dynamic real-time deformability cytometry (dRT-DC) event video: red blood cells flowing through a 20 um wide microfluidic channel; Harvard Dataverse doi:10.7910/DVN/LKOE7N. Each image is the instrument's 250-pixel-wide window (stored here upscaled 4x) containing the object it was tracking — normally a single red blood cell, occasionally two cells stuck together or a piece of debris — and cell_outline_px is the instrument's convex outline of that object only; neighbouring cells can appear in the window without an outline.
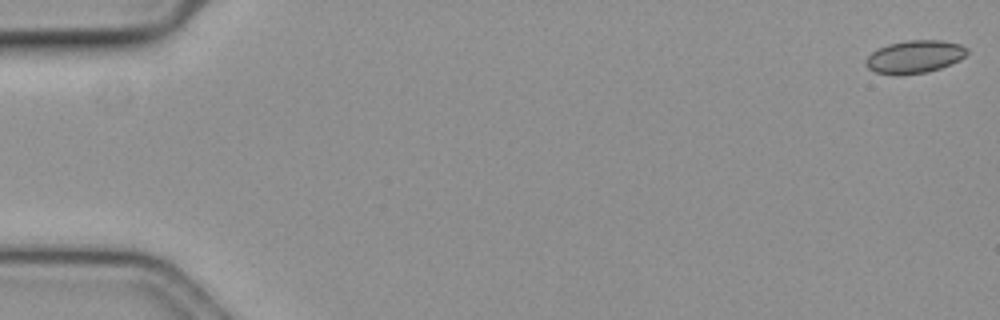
{"species": "common noctule bat (a hibernating species)", "species_latin": "Nyctalus noctula", "temperature_condition": "cold", "stored_images_in_passage": 54, "camera_frame_rate_fps": 3000, "um_per_image_px": 0.085, "animal": {"sex": "female", "body_mass_g": 19.3, "forearm_length_mm": 54.1}, "frame": {"image": 1, "passage_image": 1, "time_ms": 0.0, "image_size_px": [1000, 320], "cell_outline_px": [[968, 52], [960, 60], [952, 64], [928, 72], [896, 76], [876, 72], [868, 68], [864, 64], [864, 60], [872, 52], [888, 44], [908, 40], [940, 40], [960, 44], [968, 48]], "centroid_in_image_um": [77.74, 4.84], "position_along_channel_um": 7.3, "area_um2": 19.54}}
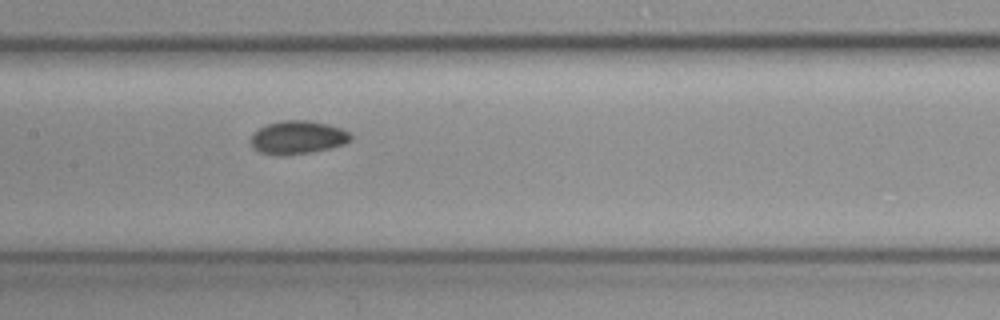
{"frame": {"image": 2, "passage_image": 29, "time_ms": 9.333, "image_size_px": [1000, 320], "cell_outline_px": [[352, 140], [344, 144], [312, 152], [280, 156], [260, 152], [252, 148], [252, 136], [260, 128], [268, 124], [284, 120], [308, 120], [328, 124], [340, 128], [348, 132], [352, 136]], "centroid_in_image_um": [25.32, 11.68], "position_along_channel_um": 182.1, "area_um2": 19.19}}
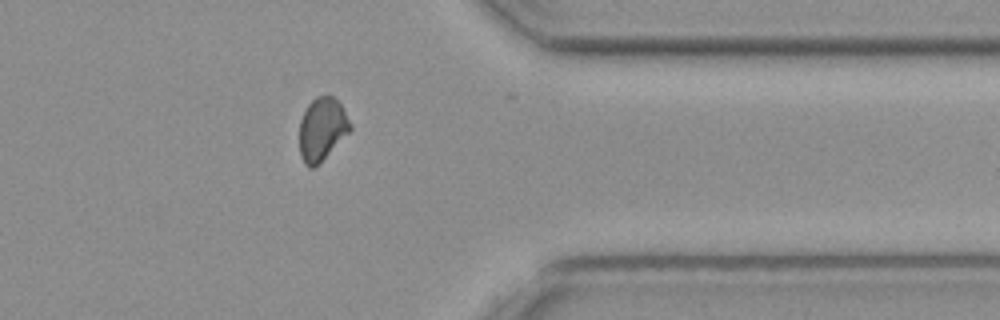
{"frame": {"image": 3, "passage_image": 47, "time_ms": 15.333, "image_size_px": [1000, 320], "cell_outline_px": [[352, 128], [312, 168], [308, 168], [304, 164], [300, 156], [300, 120], [308, 104], [316, 96], [332, 96], [340, 104]], "centroid_in_image_um": [27.32, 10.95], "position_along_channel_um": 384.1, "area_um2": 17.86}, "authors_computed_cell_mechanics": {"area_um2": 18.9006, "velocity_mm_per_s": 3.5708, "shape_relaxation_time_tau1_ms": 4.4996, "shape_relaxation_time_tau2_ms": 3.5986, "deformation_change_tau1": 0.0589, "deformation_change_tau2": 0.065}}